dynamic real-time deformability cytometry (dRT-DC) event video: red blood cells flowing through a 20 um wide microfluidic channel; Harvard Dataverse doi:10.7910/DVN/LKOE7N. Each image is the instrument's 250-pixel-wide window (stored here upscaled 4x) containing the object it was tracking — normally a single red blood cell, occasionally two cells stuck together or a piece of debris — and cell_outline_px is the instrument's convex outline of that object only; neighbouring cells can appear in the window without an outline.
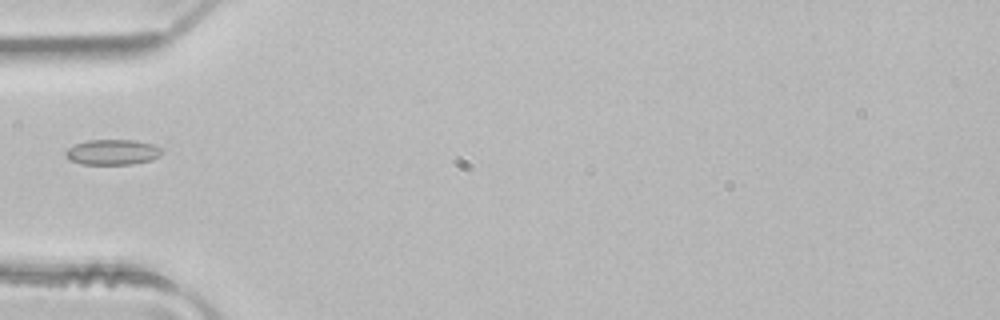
{"species": "common noctule bat (a hibernating species)", "species_latin": "Nyctalus noctula", "temperature_condition": "room temperature", "stored_images_in_passage": 4, "camera_frame_rate_fps": 3000, "um_per_image_px": 0.085, "animal": {"sex": "male", "body_mass_g": 21.5, "forearm_length_mm": 52.0}, "frame": {"image": 1, "passage_image": 4, "time_ms": 1.0, "image_size_px": [1000, 320], "cell_outline_px": [[164, 152], [160, 156], [152, 160], [132, 164], [80, 164], [64, 156], [64, 152], [68, 148], [76, 144], [88, 140], [136, 140], [152, 144], [164, 148]], "centroid_in_image_um": [9.61, 12.93], "position_along_channel_um": 75.4, "area_um2": 14.39}}